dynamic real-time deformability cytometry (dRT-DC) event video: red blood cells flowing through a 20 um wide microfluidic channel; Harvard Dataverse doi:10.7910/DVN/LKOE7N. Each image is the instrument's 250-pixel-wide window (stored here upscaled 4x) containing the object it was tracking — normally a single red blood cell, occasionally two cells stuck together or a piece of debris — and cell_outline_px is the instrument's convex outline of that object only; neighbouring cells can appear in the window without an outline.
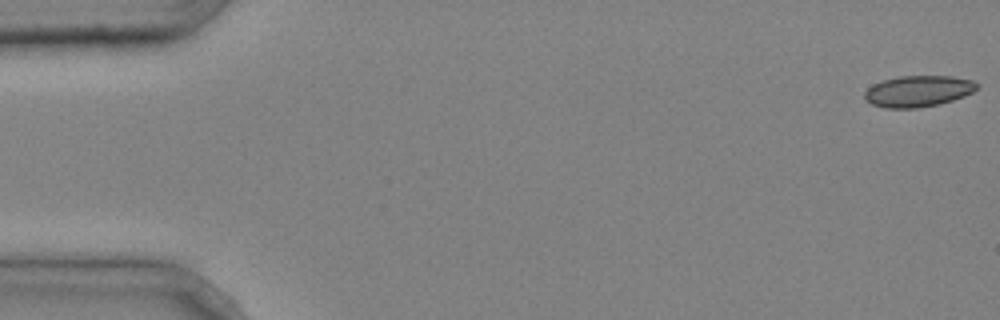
{"species": "common noctule bat (a hibernating species)", "species_latin": "Nyctalus noctula", "temperature_condition": "cold", "stored_images_in_passage": 5, "segment_of_instrument_passage": [1, 2], "camera_frame_rate_fps": 3000, "um_per_image_px": 0.085, "animal": {"sex": "male", "body_mass_g": 20.4}, "frame": {"image": 1, "passage_image": 1, "time_ms": 0.0, "image_size_px": [1000, 320], "cell_outline_px": [[980, 84], [972, 92], [964, 96], [940, 104], [916, 108], [884, 108], [872, 104], [864, 100], [864, 92], [872, 84], [884, 80], [900, 76], [952, 76], [972, 80]], "centroid_in_image_um": [78.02, 7.75], "position_along_channel_um": 7.0, "area_um2": 20.52}}